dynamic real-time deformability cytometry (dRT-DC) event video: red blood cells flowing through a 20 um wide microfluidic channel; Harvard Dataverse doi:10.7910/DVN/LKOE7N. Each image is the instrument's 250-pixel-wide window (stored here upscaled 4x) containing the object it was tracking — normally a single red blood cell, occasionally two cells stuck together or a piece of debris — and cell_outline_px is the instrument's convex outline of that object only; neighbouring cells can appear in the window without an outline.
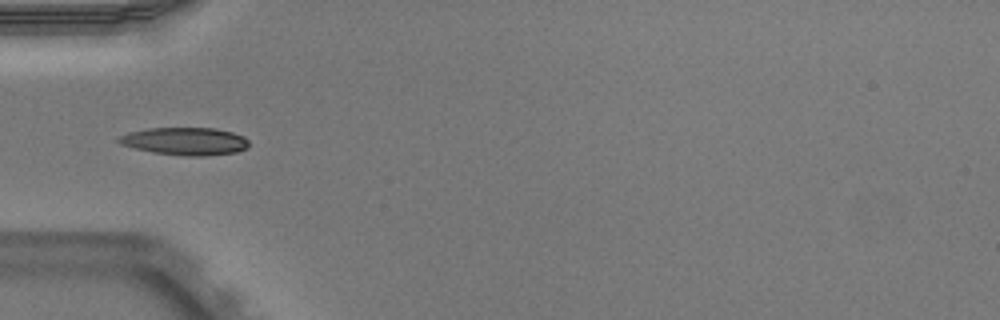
{"species": "Egyptian fruit bat (a non-hibernating species)", "species_latin": "Rousettus aegyptiacus", "temperature_condition": "warm", "stored_images_in_passage": 35, "camera_frame_rate_fps": 3000, "um_per_image_px": 0.085, "animal": {"sex": "male"}, "frame": {"image": 1, "passage_image": 1, "time_ms": 0.0, "image_size_px": [1000, 320], "cell_outline_px": [[248, 148], [236, 152], [204, 156], [184, 156], [152, 152], [120, 144], [116, 140], [120, 136], [128, 132], [148, 128], [216, 128], [232, 132], [244, 136], [248, 140]], "centroid_in_image_um": [15.74, 12.0], "position_along_channel_um": 69.3, "area_um2": 21.04}}
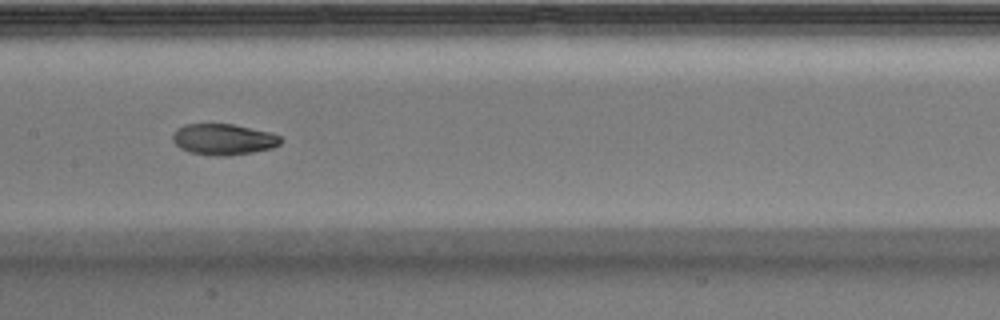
{"frame": {"image": 2, "passage_image": 10, "time_ms": 3.0, "image_size_px": [1000, 320], "cell_outline_px": [[280, 144], [272, 148], [252, 152], [188, 152], [180, 148], [172, 140], [172, 136], [184, 124], [232, 124], [272, 132], [280, 136]], "centroid_in_image_um": [19.02, 11.78], "position_along_channel_um": 188.4, "area_um2": 18.38}}
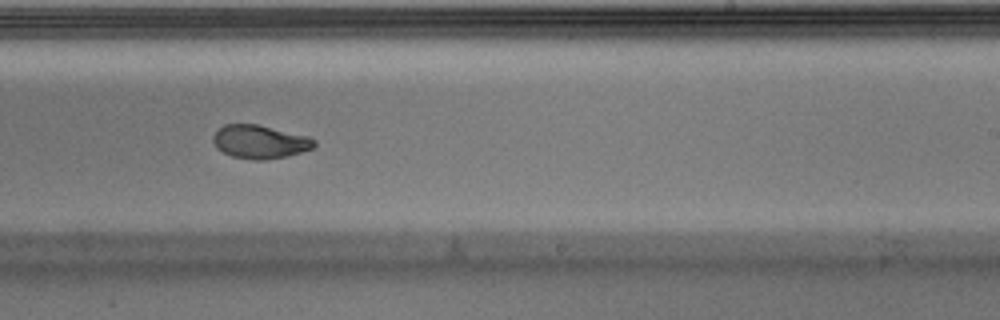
{"frame": {"image": 3, "passage_image": 16, "time_ms": 5.0, "image_size_px": [1000, 320], "cell_outline_px": [[316, 144], [312, 148], [288, 156], [264, 160], [256, 160], [232, 156], [216, 148], [212, 140], [212, 136], [224, 124], [256, 124], [308, 136], [316, 140]], "centroid_in_image_um": [22.08, 12.05], "position_along_channel_um": 266.9, "area_um2": 19.59}, "authors_computed_cell_mechanics": {"area_um2": 20.1722, "velocity_mm_per_s": 3.9351, "shape_relaxation_time_tau1_ms": null, "shape_relaxation_time_tau2_ms": 1.2894, "deformation_change_tau1": null, "deformation_change_tau2": 0.0565}}